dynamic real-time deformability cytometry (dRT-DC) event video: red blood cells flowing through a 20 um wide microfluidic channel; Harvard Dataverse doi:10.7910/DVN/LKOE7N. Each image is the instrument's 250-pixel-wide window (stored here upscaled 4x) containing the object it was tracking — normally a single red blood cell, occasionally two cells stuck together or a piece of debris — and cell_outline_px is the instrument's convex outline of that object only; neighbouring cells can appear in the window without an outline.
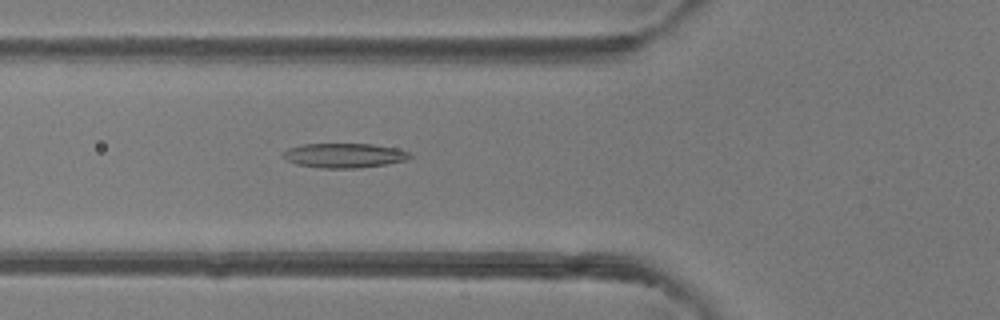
{"species": "common noctule bat (a hibernating species)", "species_latin": "Nyctalus noctula", "temperature_condition": "room temperature", "stored_images_in_passage": 49, "camera_frame_rate_fps": 3000, "um_per_image_px": 0.085, "animal": {"sex": "female"}, "frame": {"image": 1, "passage_image": 18, "time_ms": 5.667, "image_size_px": [1000, 320], "cell_outline_px": [[412, 156], [408, 160], [388, 164], [360, 168], [320, 168], [296, 164], [280, 156], [288, 148], [300, 144], [372, 144], [396, 148], [408, 152]], "centroid_in_image_um": [29.26, 13.22], "position_along_channel_um": 96.5, "area_um2": 18.26}}
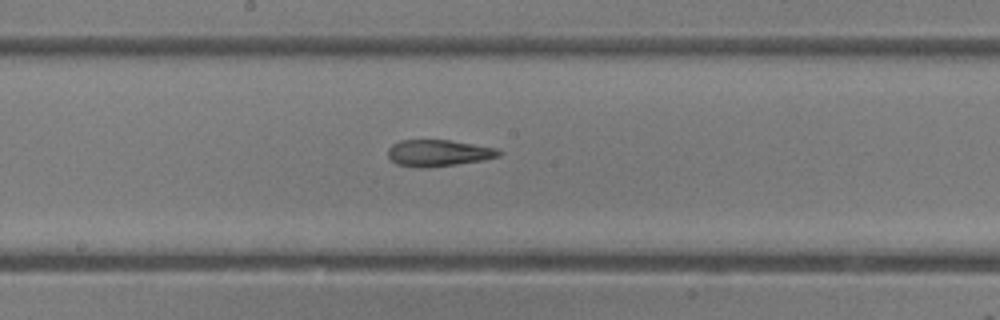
{"frame": {"image": 2, "passage_image": 26, "time_ms": 8.333, "image_size_px": [1000, 320], "cell_outline_px": [[504, 152], [500, 156], [484, 160], [428, 168], [420, 168], [396, 164], [388, 156], [388, 148], [392, 144], [400, 140], [448, 140], [496, 148]], "centroid_in_image_um": [37.26, 13.01], "position_along_channel_um": 210.9, "area_um2": 17.22}}
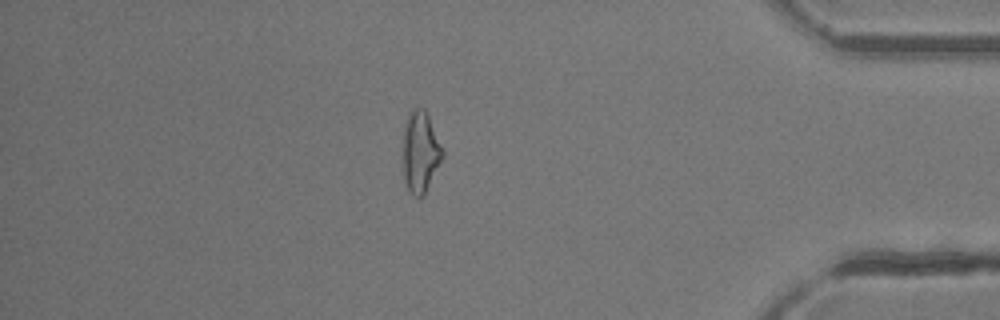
{"frame": {"image": 3, "passage_image": 42, "time_ms": 13.667, "image_size_px": [1000, 320], "cell_outline_px": [[444, 156], [424, 192], [420, 196], [412, 196], [404, 180], [404, 124], [408, 112], [412, 108], [424, 108], [428, 116], [444, 152]], "centroid_in_image_um": [35.72, 12.86], "position_along_channel_um": 399.5, "area_um2": 18.26}, "authors_computed_cell_mechanics": {"area_um2": 18.9006, "velocity_mm_per_s": 4.2546, "shape_relaxation_time_tau1_ms": null, "shape_relaxation_time_tau2_ms": 4.1868, "deformation_change_tau1": null, "deformation_change_tau2": 0.1566}}